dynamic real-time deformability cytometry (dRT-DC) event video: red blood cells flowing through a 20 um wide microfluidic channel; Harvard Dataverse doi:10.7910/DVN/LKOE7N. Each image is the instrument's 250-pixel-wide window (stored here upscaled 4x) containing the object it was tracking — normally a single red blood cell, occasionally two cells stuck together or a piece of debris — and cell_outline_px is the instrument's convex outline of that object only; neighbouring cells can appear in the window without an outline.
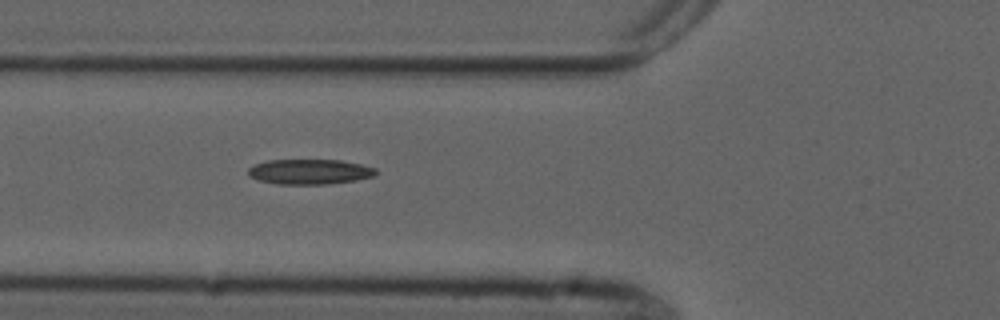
{"species": "common noctule bat (a hibernating species)", "species_latin": "Nyctalus noctula", "temperature_condition": "cold", "stored_images_in_passage": 34, "camera_frame_rate_fps": 3000, "um_per_image_px": 0.085, "animal": {"sex": "male", "forearm_length_mm": 52.5}, "frame": {"image": 1, "passage_image": 3, "time_ms": 0.667, "image_size_px": [1000, 320], "cell_outline_px": [[376, 172], [372, 176], [356, 180], [328, 184], [276, 184], [260, 180], [248, 176], [248, 168], [256, 164], [268, 160], [340, 160], [360, 164], [376, 168]], "centroid_in_image_um": [26.3, 14.6], "position_along_channel_um": 99.5, "area_um2": 18.55}}
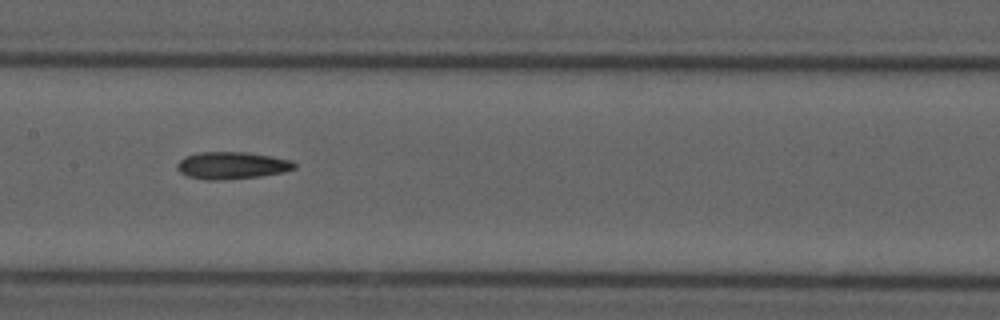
{"frame": {"image": 2, "passage_image": 10, "time_ms": 3.0, "image_size_px": [1000, 320], "cell_outline_px": [[296, 168], [284, 172], [260, 176], [220, 180], [204, 180], [188, 176], [180, 172], [176, 168], [176, 164], [184, 156], [200, 152], [248, 152], [272, 156], [292, 160], [296, 164]], "centroid_in_image_um": [19.71, 14.06], "position_along_channel_um": 187.7, "area_um2": 18.73}}
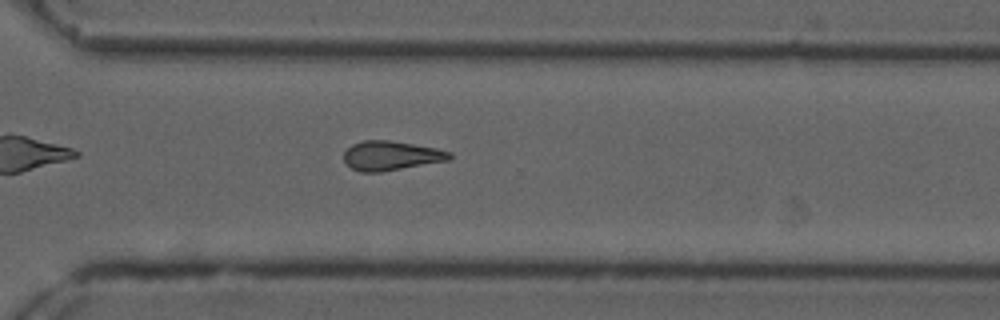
{"frame": {"image": 3, "passage_image": 22, "time_ms": 7.0, "image_size_px": [1000, 320], "cell_outline_px": [[452, 156], [448, 160], [380, 172], [360, 172], [352, 168], [344, 160], [344, 152], [352, 144], [364, 140], [388, 140], [436, 148], [452, 152]], "centroid_in_image_um": [33.23, 13.23], "position_along_channel_um": 337.4, "area_um2": 17.86}}